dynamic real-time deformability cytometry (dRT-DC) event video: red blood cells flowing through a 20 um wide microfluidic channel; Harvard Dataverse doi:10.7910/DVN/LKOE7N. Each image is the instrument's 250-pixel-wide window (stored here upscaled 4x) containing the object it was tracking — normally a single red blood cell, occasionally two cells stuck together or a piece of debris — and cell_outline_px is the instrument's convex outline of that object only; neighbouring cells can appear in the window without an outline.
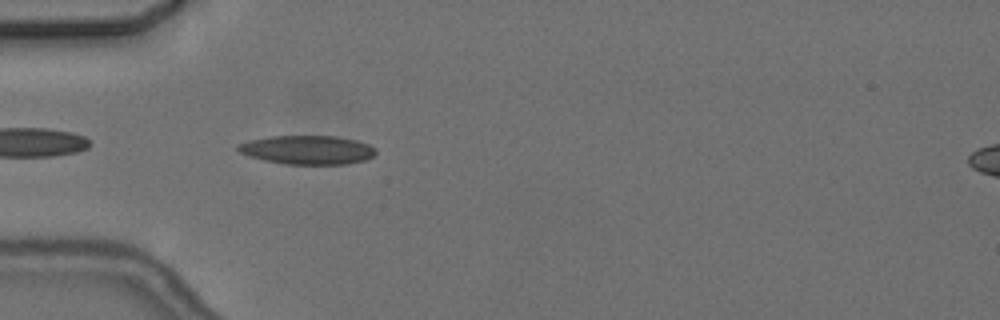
{"species": "common noctule bat (a hibernating species)", "species_latin": "Nyctalus noctula", "temperature_condition": "cold", "stored_images_in_passage": 5, "camera_frame_rate_fps": 3000, "um_per_image_px": 0.085, "animal": {"sex": "female", "body_mass_g": 24.6, "forearm_length_mm": 56.2}, "frame": {"image": 1, "passage_image": 5, "time_ms": 5.667, "image_size_px": [1000, 320], "cell_outline_px": [[376, 152], [372, 156], [364, 160], [344, 164], [284, 164], [264, 160], [248, 156], [240, 152], [236, 148], [236, 144], [252, 140], [272, 136], [336, 136], [356, 140], [368, 144], [376, 148]], "centroid_in_image_um": [26.12, 12.74], "position_along_channel_um": 58.9, "area_um2": 23.06}}